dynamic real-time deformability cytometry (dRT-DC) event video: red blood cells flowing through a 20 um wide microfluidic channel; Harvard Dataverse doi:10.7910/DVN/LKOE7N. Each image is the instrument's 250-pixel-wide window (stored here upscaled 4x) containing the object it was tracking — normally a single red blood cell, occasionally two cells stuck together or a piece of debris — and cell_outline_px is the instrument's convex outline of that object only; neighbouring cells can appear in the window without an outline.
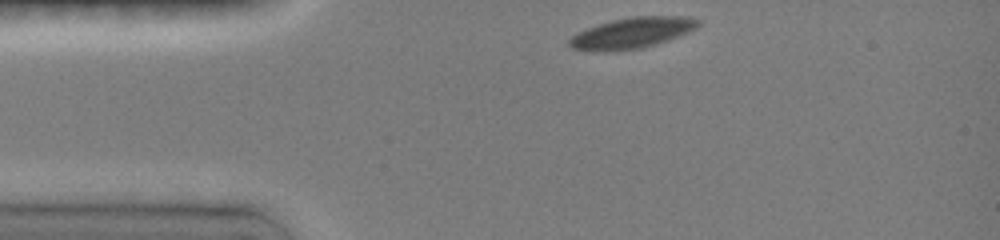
{"species": "common noctule bat (a hibernating species)", "species_latin": "Nyctalus noctula", "temperature_condition": "room temperature", "stored_images_in_passage": 34, "camera_frame_rate_fps": 3000, "um_per_image_px": 0.085, "animal": {"sex": "female", "body_mass_g": 19.0, "forearm_length_mm": 51.5}, "frame": {"image": 1, "passage_image": 1, "time_ms": 0.0, "image_size_px": [1000, 240], "cell_outline_px": [[700, 24], [696, 28], [676, 36], [652, 44], [636, 48], [572, 48], [568, 44], [568, 40], [572, 36], [588, 28], [612, 20], [632, 16], [688, 16], [700, 20]], "centroid_in_image_um": [53.81, 2.72], "position_along_channel_um": 31.2, "area_um2": 21.56}}
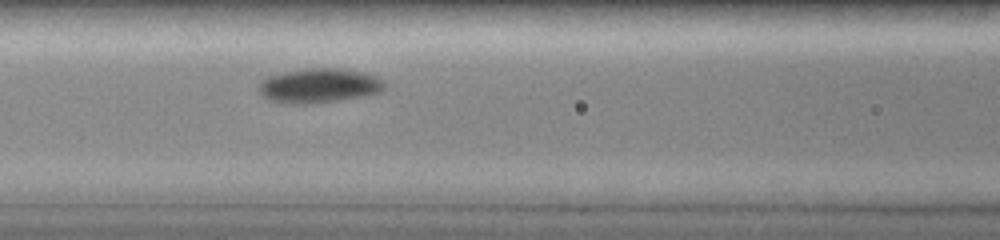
{"frame": {"image": 2, "passage_image": 12, "time_ms": 3.667, "image_size_px": [1000, 240], "cell_outline_px": [[384, 88], [376, 92], [360, 96], [336, 100], [304, 104], [288, 104], [272, 100], [264, 96], [260, 92], [260, 84], [268, 76], [284, 72], [304, 68], [340, 68], [364, 72], [376, 76], [384, 80]], "centroid_in_image_um": [27.12, 7.26], "position_along_channel_um": 139.5, "area_um2": 24.8}}
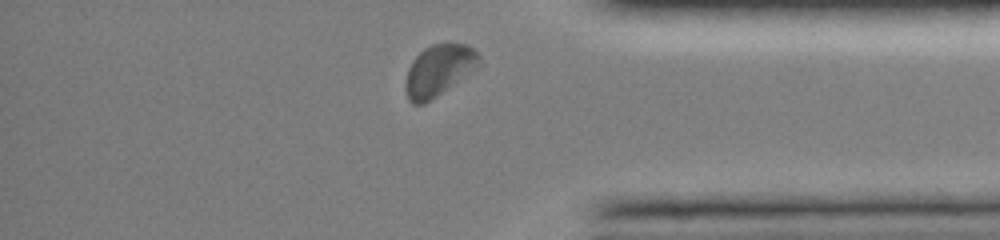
{"frame": {"image": 3, "passage_image": 32, "time_ms": 10.333, "image_size_px": [1000, 240], "cell_outline_px": [[480, 60], [476, 64], [436, 96], [424, 104], [412, 104], [408, 100], [408, 68], [412, 60], [424, 48], [432, 44], [444, 40], [452, 40], [468, 44], [480, 56]], "centroid_in_image_um": [37.27, 5.87], "position_along_channel_um": 397.9, "area_um2": 21.21}, "authors_computed_cell_mechanics": {"area_um2": 22.3108, "velocity_mm_per_s": 3.9389, "shape_relaxation_time_tau1_ms": 1.3474, "shape_relaxation_time_tau2_ms": null, "deformation_change_tau1": 0.0612, "deformation_change_tau2": null}}